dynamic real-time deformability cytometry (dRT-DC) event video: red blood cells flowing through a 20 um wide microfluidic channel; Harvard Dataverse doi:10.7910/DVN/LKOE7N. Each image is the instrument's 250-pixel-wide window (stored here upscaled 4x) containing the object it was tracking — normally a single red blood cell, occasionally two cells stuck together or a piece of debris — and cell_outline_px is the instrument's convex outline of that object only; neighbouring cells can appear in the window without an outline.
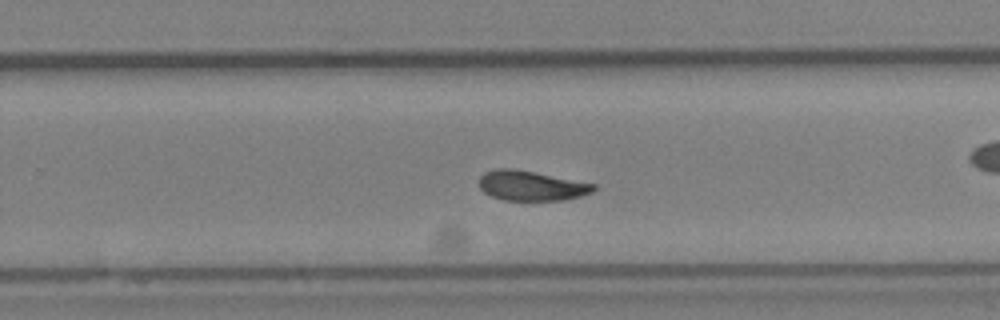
{"species": "Egyptian fruit bat (a non-hibernating species)", "species_latin": "Rousettus aegyptiacus", "temperature_condition": "cold", "stored_images_in_passage": 42, "camera_frame_rate_fps": 3000, "um_per_image_px": 0.085, "animal": {"sex": "female"}, "frame": {"image": 1, "passage_image": 24, "time_ms": 7.667, "image_size_px": [1000, 320], "cell_outline_px": [[596, 188], [592, 192], [580, 196], [564, 200], [504, 200], [492, 196], [484, 192], [480, 188], [480, 176], [484, 172], [496, 168], [512, 168], [596, 184]], "centroid_in_image_um": [45.14, 15.78], "position_along_channel_um": 284.7, "area_um2": 19.77}, "authors_computed_cell_mechanics": {"area_um2": 20.4323, "velocity_mm_per_s": 4.0647, "shape_relaxation_time_tau1_ms": 5.8702, "shape_relaxation_time_tau2_ms": 6.8034, "deformation_change_tau1": 0.1529, "deformation_change_tau2": 0.0994}}